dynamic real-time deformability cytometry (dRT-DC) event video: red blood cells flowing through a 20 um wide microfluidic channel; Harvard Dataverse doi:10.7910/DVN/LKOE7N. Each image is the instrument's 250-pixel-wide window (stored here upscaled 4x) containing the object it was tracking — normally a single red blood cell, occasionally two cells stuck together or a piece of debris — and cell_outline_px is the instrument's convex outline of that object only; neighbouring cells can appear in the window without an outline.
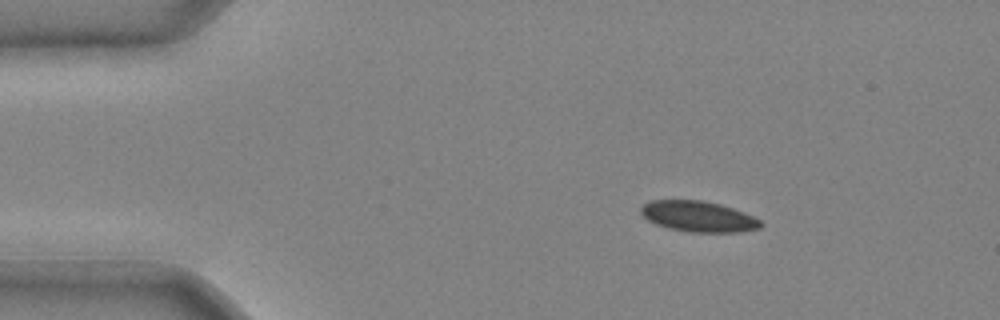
{"species": "common noctule bat (a hibernating species)", "species_latin": "Nyctalus noctula", "temperature_condition": "cold", "stored_images_in_passage": 43, "camera_frame_rate_fps": 3000, "um_per_image_px": 0.085, "animal": {"sex": "male", "body_mass_g": 20.4}, "frame": {"image": 1, "passage_image": 7, "time_ms": 2.0, "image_size_px": [1000, 320], "cell_outline_px": [[764, 224], [760, 228], [740, 232], [688, 232], [668, 228], [656, 224], [648, 220], [640, 212], [640, 208], [644, 204], [652, 200], [704, 200], [720, 204], [744, 212], [760, 220]], "centroid_in_image_um": [59.37, 18.4], "position_along_channel_um": 25.6, "area_um2": 21.5}}
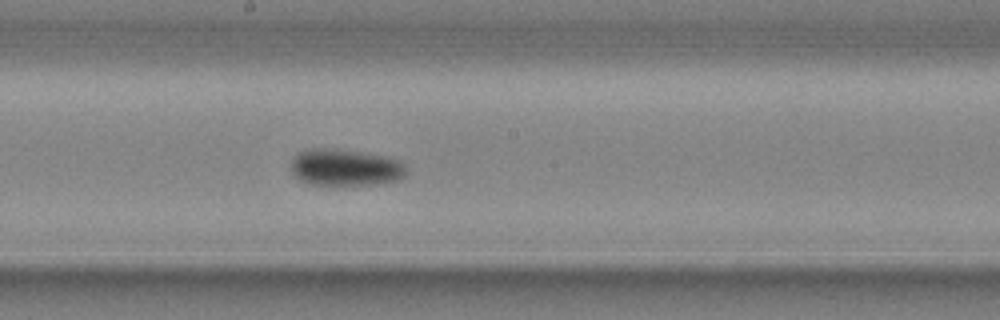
{"frame": {"image": 2, "passage_image": 24, "time_ms": 7.667, "image_size_px": [1000, 320], "cell_outline_px": [[404, 176], [400, 180], [380, 184], [308, 184], [300, 180], [292, 172], [292, 156], [304, 148], [336, 148], [388, 156], [400, 160], [404, 164]], "centroid_in_image_um": [29.34, 14.21], "position_along_channel_um": 218.9, "area_um2": 24.97}}
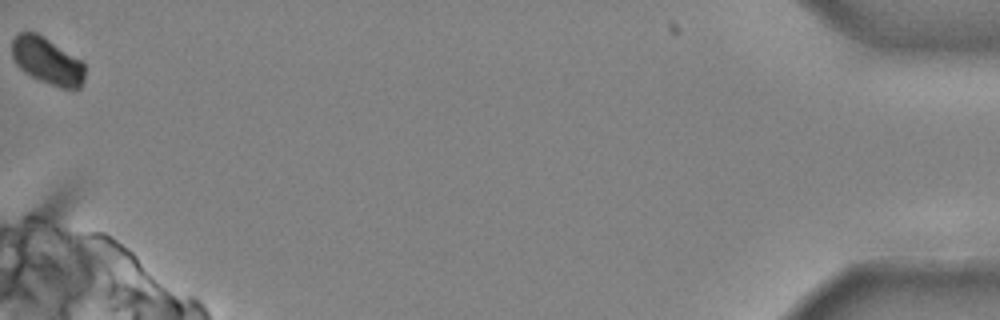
{"frame": {"image": 3, "passage_image": 43, "time_ms": 14.0, "image_size_px": [1000, 320], "cell_outline_px": [[84, 80], [80, 88], [60, 88], [40, 80], [24, 72], [12, 60], [12, 40], [20, 32], [36, 32], [44, 36], [80, 60], [84, 64]], "centroid_in_image_um": [4.0, 5.18], "position_along_channel_um": 431.2, "area_um2": 19.77}}